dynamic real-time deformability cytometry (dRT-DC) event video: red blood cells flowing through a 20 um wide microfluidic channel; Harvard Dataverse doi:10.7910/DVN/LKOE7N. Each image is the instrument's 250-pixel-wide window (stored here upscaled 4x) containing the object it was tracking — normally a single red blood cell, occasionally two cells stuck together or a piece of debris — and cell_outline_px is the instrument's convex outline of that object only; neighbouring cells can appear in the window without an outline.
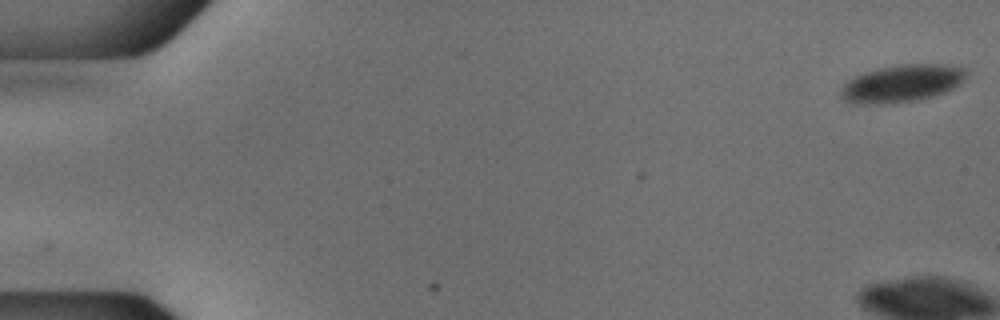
{"species": "common noctule bat (a hibernating species)", "species_latin": "Nyctalus noctula", "temperature_condition": "cold", "stored_images_in_passage": 7, "camera_frame_rate_fps": 3000, "um_per_image_px": 0.085, "animal": {"sex": "male", "body_mass_g": 18.8}, "frame": {"image": 1, "passage_image": 1, "time_ms": 0.0, "image_size_px": [1000, 320], "cell_outline_px": [[968, 72], [960, 84], [944, 92], [920, 100], [892, 104], [852, 104], [844, 100], [840, 96], [840, 88], [848, 80], [864, 72], [880, 68], [900, 64], [960, 64]], "centroid_in_image_um": [76.67, 7.09], "position_along_channel_um": 8.3, "area_um2": 27.8}}